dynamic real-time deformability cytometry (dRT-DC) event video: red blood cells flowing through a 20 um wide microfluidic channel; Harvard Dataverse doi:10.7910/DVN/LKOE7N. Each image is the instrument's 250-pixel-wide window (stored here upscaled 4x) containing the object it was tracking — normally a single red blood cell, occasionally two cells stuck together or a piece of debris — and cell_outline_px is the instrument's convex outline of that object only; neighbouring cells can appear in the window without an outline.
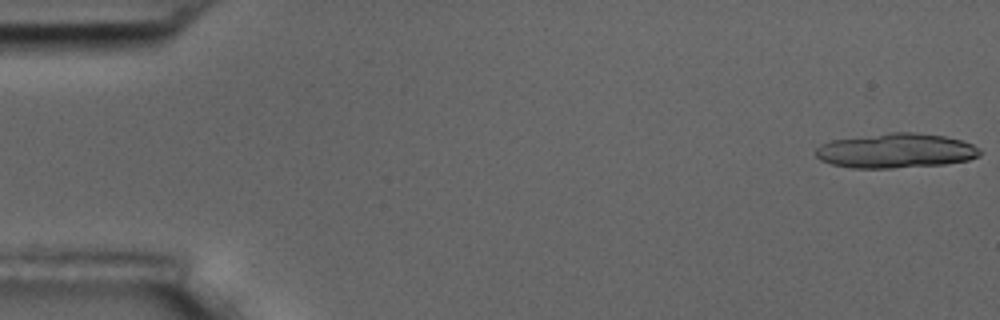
{"species": "common noctule bat (a hibernating species)", "species_latin": "Nyctalus noctula", "temperature_condition": "room temperature", "stored_images_in_passage": 6, "camera_frame_rate_fps": 3000, "um_per_image_px": 0.085, "animal": {"sex": "male", "body_mass_g": 17.5, "forearm_length_mm": 52.3}, "frame": {"image": 1, "passage_image": 1, "time_ms": 0.0, "image_size_px": [1000, 320], "cell_outline_px": [[984, 152], [980, 156], [968, 160], [944, 164], [892, 168], [852, 168], [832, 164], [820, 160], [816, 156], [816, 148], [820, 144], [832, 140], [892, 132], [916, 132], [944, 136], [960, 140], [972, 144], [980, 148]], "centroid_in_image_um": [76.17, 12.81], "position_along_channel_um": 8.8, "area_um2": 33.23}}
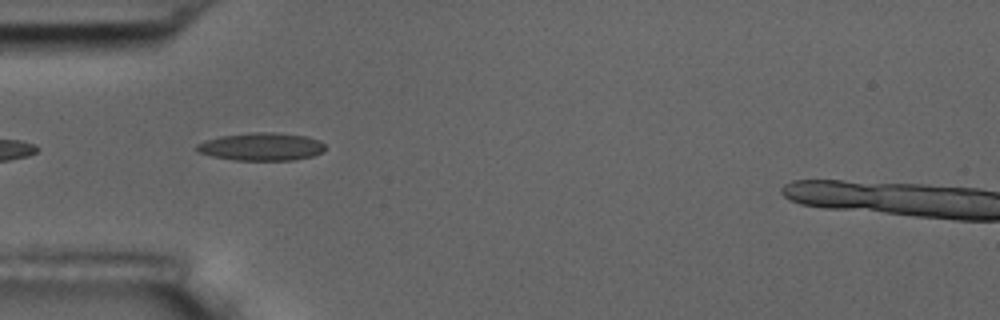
{"frame": {"image": 2, "passage_image": 6, "time_ms": 5.667, "image_size_px": [1000, 320], "cell_outline_px": [[324, 152], [312, 156], [292, 160], [236, 160], [212, 156], [196, 152], [196, 144], [204, 140], [220, 136], [252, 132], [272, 132], [304, 136], [320, 140], [324, 144]], "centroid_in_image_um": [22.19, 12.46], "position_along_channel_um": 62.8, "area_um2": 20.87}}